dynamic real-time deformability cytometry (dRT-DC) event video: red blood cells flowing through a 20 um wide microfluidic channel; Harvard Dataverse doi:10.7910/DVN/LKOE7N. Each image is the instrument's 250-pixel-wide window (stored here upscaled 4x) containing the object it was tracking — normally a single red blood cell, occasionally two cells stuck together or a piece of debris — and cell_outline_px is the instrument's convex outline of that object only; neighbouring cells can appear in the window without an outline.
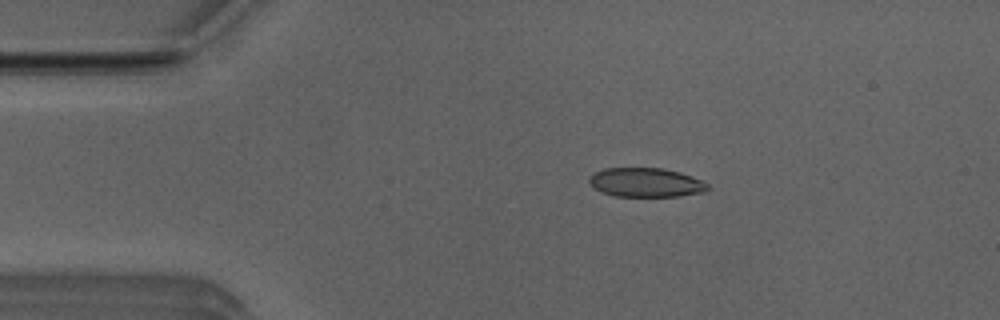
{"species": "Egyptian fruit bat (a non-hibernating species)", "species_latin": "Rousettus aegyptiacus", "temperature_condition": "room temperature", "stored_images_in_passage": 43, "camera_frame_rate_fps": 3000, "um_per_image_px": 0.085, "animal": {"sex": "male"}, "frame": {"image": 1, "passage_image": 1, "time_ms": 0.0, "image_size_px": [1000, 320], "cell_outline_px": [[712, 188], [704, 192], [680, 196], [616, 196], [600, 192], [588, 180], [596, 172], [604, 168], [664, 168], [680, 172], [692, 176], [708, 184]], "centroid_in_image_um": [54.95, 15.51], "position_along_channel_um": 30.0, "area_um2": 20.06}}
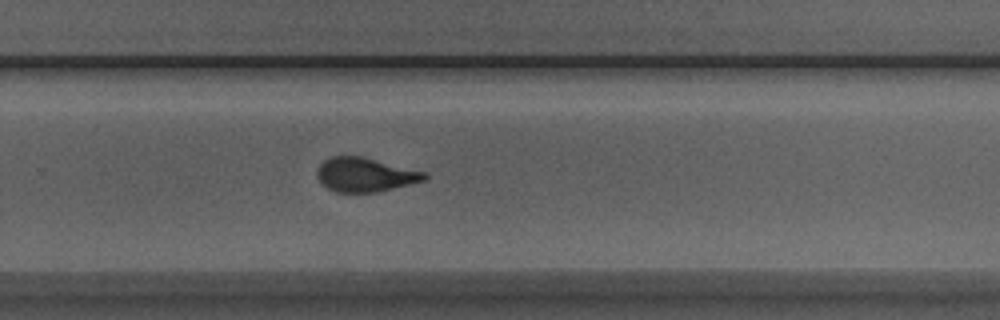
{"frame": {"image": 2, "passage_image": 25, "time_ms": 8.0, "image_size_px": [1000, 320], "cell_outline_px": [[428, 176], [424, 180], [376, 192], [336, 192], [328, 188], [316, 176], [316, 172], [320, 164], [324, 160], [332, 156], [360, 156], [428, 172]], "centroid_in_image_um": [31.03, 14.84], "position_along_channel_um": 298.8, "area_um2": 21.1}}
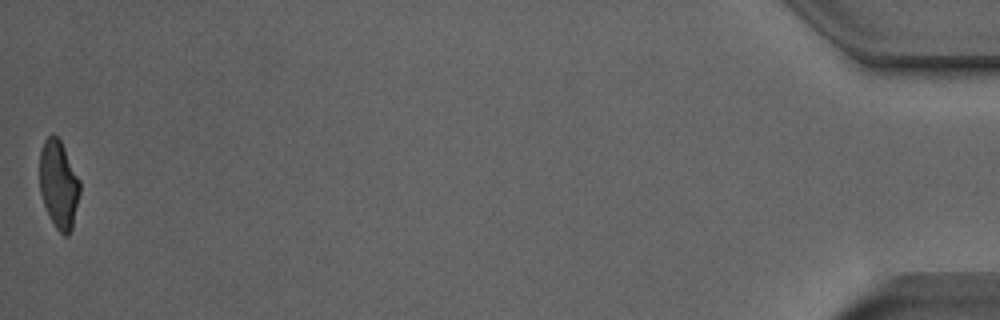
{"frame": {"image": 3, "passage_image": 43, "time_ms": 14.0, "image_size_px": [1000, 320], "cell_outline_px": [[80, 192], [72, 228], [68, 236], [64, 236], [56, 228], [44, 204], [40, 192], [40, 148], [44, 140], [48, 136], [56, 136], [60, 140], [80, 180]], "centroid_in_image_um": [4.99, 15.68], "position_along_channel_um": 430.2, "area_um2": 20.4}, "authors_computed_cell_mechanics": {"area_um2": 21.7328, "velocity_mm_per_s": 3.9406, "shape_relaxation_time_tau1_ms": 3.4181, "shape_relaxation_time_tau2_ms": 1.2517, "deformation_change_tau1": 0.1479, "deformation_change_tau2": 0.0623}}